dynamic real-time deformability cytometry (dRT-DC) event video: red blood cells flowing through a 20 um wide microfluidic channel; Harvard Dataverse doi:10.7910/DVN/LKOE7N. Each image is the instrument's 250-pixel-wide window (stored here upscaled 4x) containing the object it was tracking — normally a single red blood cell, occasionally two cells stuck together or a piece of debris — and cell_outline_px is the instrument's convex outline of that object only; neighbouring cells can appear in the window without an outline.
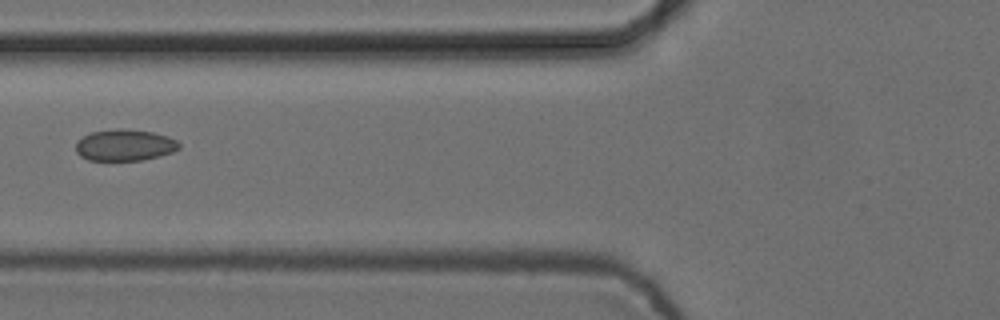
{"species": "common noctule bat (a hibernating species)", "species_latin": "Nyctalus noctula", "temperature_condition": "cold", "stored_images_in_passage": 7, "camera_frame_rate_fps": 3000, "um_per_image_px": 0.085, "animal": {"sex": "female", "body_mass_g": 24.6, "forearm_length_mm": 56.2}, "frame": {"image": 1, "passage_image": 6, "time_ms": 1.667, "image_size_px": [1000, 320], "cell_outline_px": [[180, 148], [172, 152], [160, 156], [140, 160], [88, 160], [80, 156], [76, 152], [76, 144], [84, 136], [92, 132], [120, 128], [152, 132], [168, 136], [176, 140], [180, 144]], "centroid_in_image_um": [10.62, 12.34], "position_along_channel_um": 115.2, "area_um2": 18.79}}
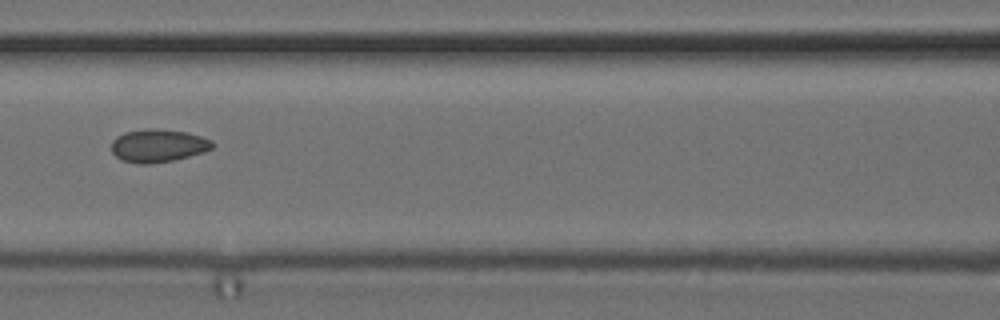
{"frame": {"image": 2, "passage_image": 7, "time_ms": 2.0, "image_size_px": [1000, 320], "cell_outline_px": [[216, 144], [212, 148], [204, 152], [172, 160], [148, 164], [136, 164], [120, 160], [112, 152], [112, 140], [116, 136], [124, 132], [148, 128], [156, 128], [184, 132], [200, 136], [212, 140]], "centroid_in_image_um": [13.42, 12.38], "position_along_channel_um": 153.2, "area_um2": 19.48}}